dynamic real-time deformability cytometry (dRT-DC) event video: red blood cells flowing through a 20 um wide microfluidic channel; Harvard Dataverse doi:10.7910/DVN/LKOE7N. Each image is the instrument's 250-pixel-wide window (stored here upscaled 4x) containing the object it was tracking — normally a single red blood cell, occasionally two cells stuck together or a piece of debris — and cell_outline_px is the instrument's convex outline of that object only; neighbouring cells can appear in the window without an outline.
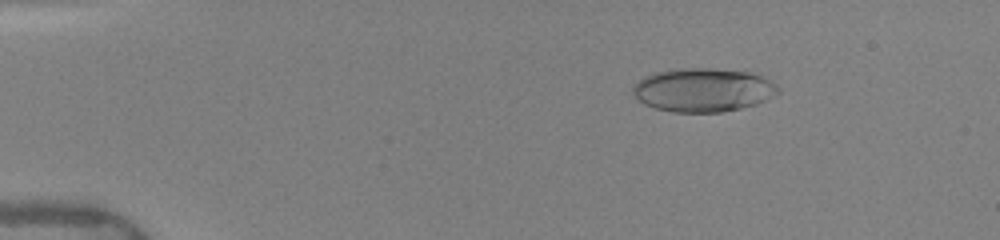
{"species": "human", "species_latin": "Homo sapiens", "temperature_condition": "warm", "stored_images_in_passage": 50, "camera_frame_rate_fps": 3000, "um_per_image_px": 0.085, "donor": {"sex": "female"}, "frame": {"image": 1, "passage_image": 8, "time_ms": 2.333, "image_size_px": [1000, 240], "cell_outline_px": [[780, 92], [756, 104], [724, 112], [672, 112], [656, 108], [644, 104], [632, 92], [632, 88], [644, 76], [652, 72], [676, 68], [708, 68], [748, 72], [760, 76], [776, 84], [780, 88]], "centroid_in_image_um": [59.75, 7.64], "position_along_channel_um": 25.3, "area_um2": 36.82}}
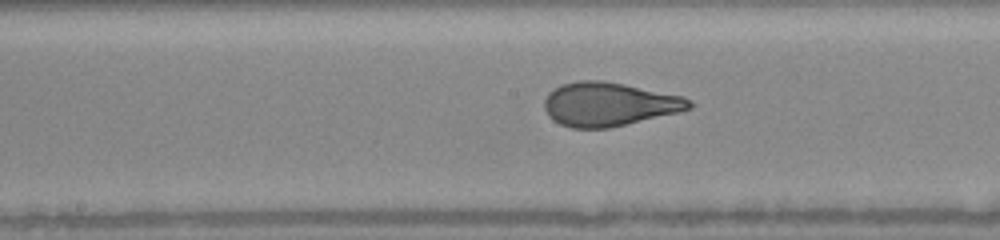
{"frame": {"image": 2, "passage_image": 27, "time_ms": 8.667, "image_size_px": [1000, 240], "cell_outline_px": [[696, 104], [692, 108], [680, 112], [608, 128], [572, 128], [560, 124], [552, 120], [548, 116], [544, 108], [544, 100], [548, 92], [560, 84], [576, 80], [600, 80], [624, 84], [684, 96], [692, 100]], "centroid_in_image_um": [51.77, 8.85], "position_along_channel_um": 196.4, "area_um2": 37.34}}
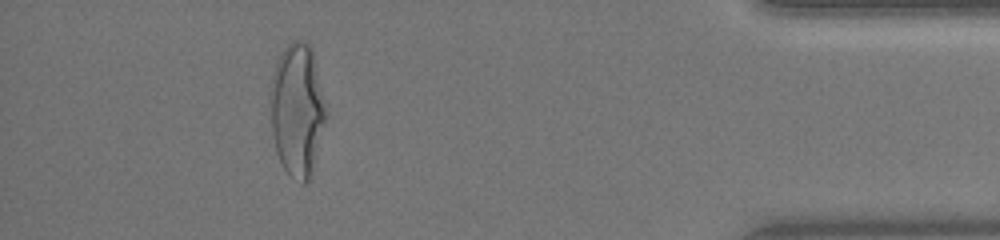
{"frame": {"image": 3, "passage_image": 46, "time_ms": 15.0, "image_size_px": [1000, 240], "cell_outline_px": [[328, 116], [312, 172], [308, 180], [304, 184], [288, 176], [276, 152], [272, 132], [272, 72], [284, 48], [292, 40], [300, 40], [308, 44], [312, 48], [328, 112]], "centroid_in_image_um": [25.31, 9.36], "position_along_channel_um": 409.9, "area_um2": 43.06}, "authors_computed_cell_mechanics": {"area_um2": 37.3388, "velocity_mm_per_s": 4.0625, "shape_relaxation_time_tau1_ms": 4.2461, "shape_relaxation_time_tau2_ms": null, "deformation_change_tau1": 0.2073, "deformation_change_tau2": null}}